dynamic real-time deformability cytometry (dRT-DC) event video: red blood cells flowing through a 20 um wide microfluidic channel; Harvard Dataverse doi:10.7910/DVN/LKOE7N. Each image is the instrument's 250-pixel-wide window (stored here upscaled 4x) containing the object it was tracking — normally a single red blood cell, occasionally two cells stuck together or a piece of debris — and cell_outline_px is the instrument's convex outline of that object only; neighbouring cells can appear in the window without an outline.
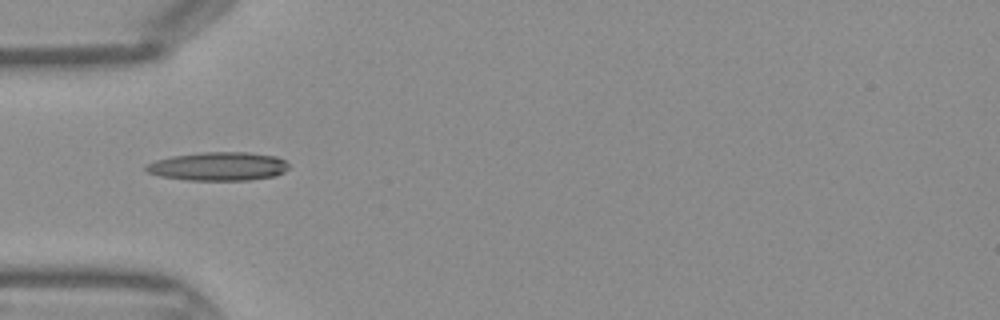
{"species": "Egyptian fruit bat (a non-hibernating species)", "species_latin": "Rousettus aegyptiacus", "temperature_condition": "warm", "stored_images_in_passage": 31, "camera_frame_rate_fps": 3000, "um_per_image_px": 0.085, "frame": {"image": 1, "passage_image": 1, "time_ms": 0.0, "image_size_px": [1000, 320], "cell_outline_px": [[288, 168], [284, 172], [276, 176], [248, 180], [188, 180], [160, 176], [148, 172], [144, 168], [148, 164], [156, 160], [172, 156], [204, 152], [248, 152], [276, 156], [284, 160], [288, 164]], "centroid_in_image_um": [18.59, 14.14], "position_along_channel_um": 66.4, "area_um2": 23.7}}
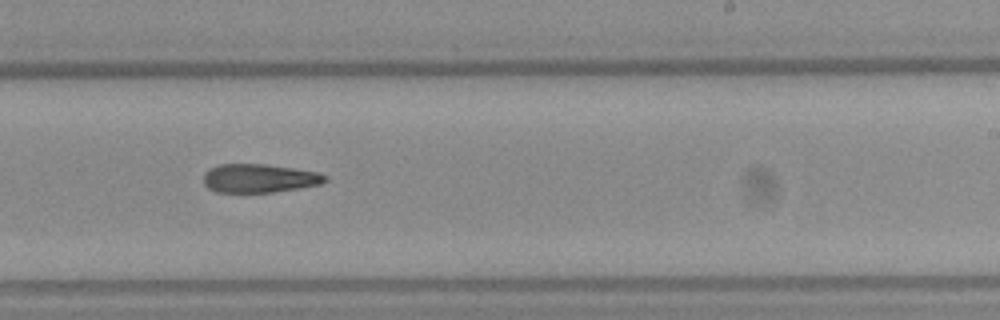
{"frame": {"image": 2, "passage_image": 14, "time_ms": 4.333, "image_size_px": [1000, 320], "cell_outline_px": [[328, 180], [320, 184], [272, 192], [216, 192], [208, 188], [204, 184], [204, 172], [208, 168], [220, 164], [264, 164], [320, 172], [328, 176]], "centroid_in_image_um": [22.02, 15.14], "position_along_channel_um": 267.0, "area_um2": 20.29}}
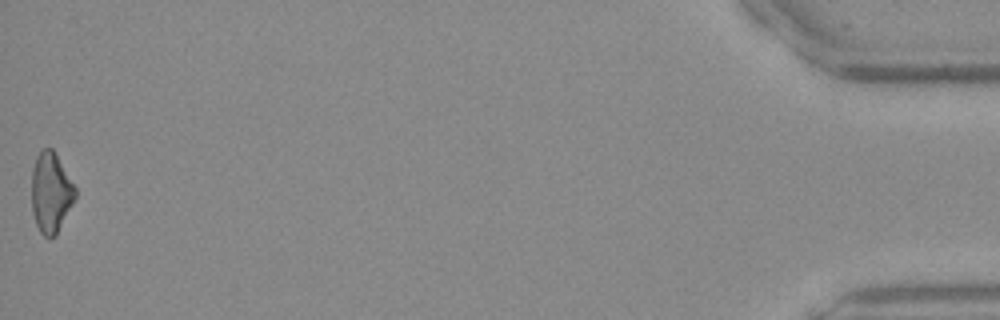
{"frame": {"image": 3, "passage_image": 31, "time_ms": 10.0, "image_size_px": [1000, 320], "cell_outline_px": [[76, 196], [56, 236], [44, 236], [40, 232], [36, 224], [32, 212], [32, 168], [36, 156], [40, 148], [52, 148], [76, 188]], "centroid_in_image_um": [4.31, 16.35], "position_along_channel_um": 430.9, "area_um2": 20.29}}